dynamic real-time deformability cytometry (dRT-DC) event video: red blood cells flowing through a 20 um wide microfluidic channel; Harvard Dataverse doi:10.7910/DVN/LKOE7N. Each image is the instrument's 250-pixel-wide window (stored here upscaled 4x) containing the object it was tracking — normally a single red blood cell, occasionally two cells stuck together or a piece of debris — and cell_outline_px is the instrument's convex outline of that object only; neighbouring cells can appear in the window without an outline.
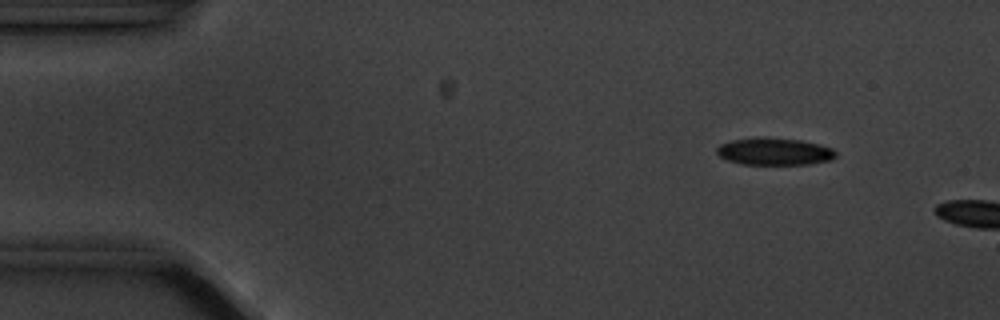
{"species": "common noctule bat (a hibernating species)", "species_latin": "Nyctalus noctula", "temperature_condition": "cold", "stored_images_in_passage": 2, "camera_frame_rate_fps": 3000, "um_per_image_px": 0.085, "animal": {"sex": "male", "body_mass_g": 20.1, "forearm_length_mm": 53.5}, "frame": {"image": 1, "passage_image": 1, "time_ms": 0.0, "image_size_px": [1000, 320], "cell_outline_px": [[836, 156], [832, 160], [808, 164], [740, 164], [728, 160], [720, 156], [716, 152], [716, 148], [720, 144], [732, 140], [756, 136], [764, 136], [800, 140], [820, 144], [832, 148], [836, 152]], "centroid_in_image_um": [65.82, 12.86], "position_along_channel_um": 19.2, "area_um2": 19.13}}